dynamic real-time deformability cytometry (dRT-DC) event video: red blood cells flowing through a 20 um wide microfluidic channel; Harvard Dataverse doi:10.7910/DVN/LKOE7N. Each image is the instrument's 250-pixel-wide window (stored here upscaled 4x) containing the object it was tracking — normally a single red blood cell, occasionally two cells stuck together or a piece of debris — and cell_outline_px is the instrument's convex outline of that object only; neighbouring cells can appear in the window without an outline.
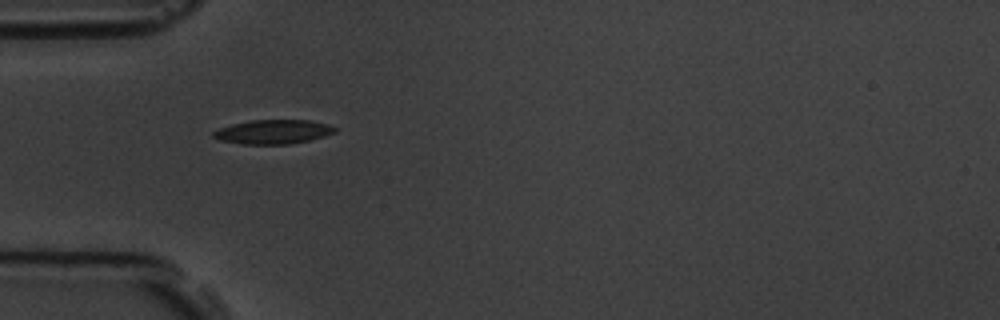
{"species": "common noctule bat (a hibernating species)", "species_latin": "Nyctalus noctula", "temperature_condition": "room temperature", "stored_images_in_passage": 11, "camera_frame_rate_fps": 3000, "um_per_image_px": 0.085, "animal": {"sex": "male", "body_mass_g": 19.5, "forearm_length_mm": 54.6}, "frame": {"image": 1, "passage_image": 1, "time_ms": 0.0, "image_size_px": [1000, 320], "cell_outline_px": [[336, 132], [324, 136], [292, 144], [240, 144], [220, 140], [212, 136], [212, 132], [220, 128], [232, 124], [252, 120], [308, 120], [324, 124], [336, 128]], "centroid_in_image_um": [23.18, 11.21], "position_along_channel_um": 61.8, "area_um2": 16.94}}
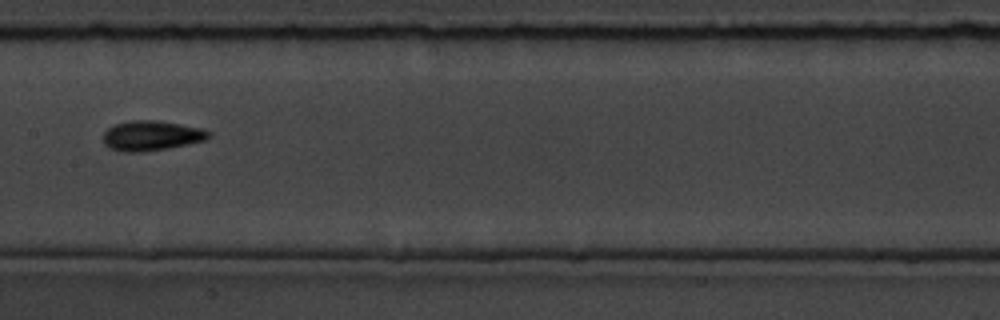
{"frame": {"image": 2, "passage_image": 4, "time_ms": 3.667, "image_size_px": [1000, 320], "cell_outline_px": [[212, 136], [208, 140], [168, 148], [140, 152], [124, 152], [108, 148], [104, 144], [104, 132], [108, 128], [116, 124], [132, 120], [156, 120], [180, 124], [200, 128], [212, 132]], "centroid_in_image_um": [12.9, 11.54], "position_along_channel_um": 194.5, "area_um2": 18.5}}
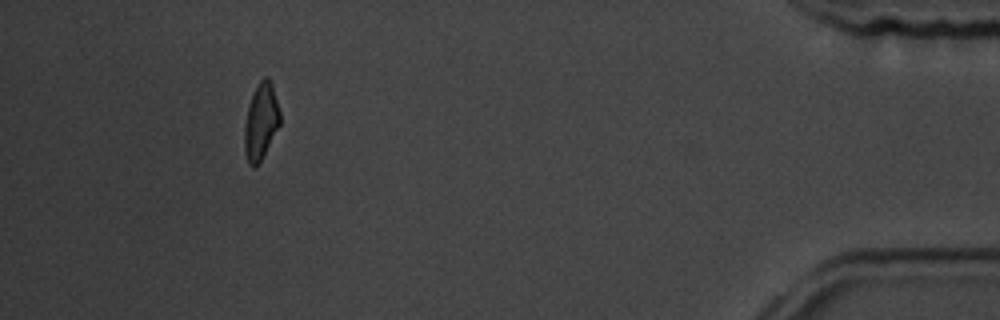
{"frame": {"image": 3, "passage_image": 10, "time_ms": 11.333, "image_size_px": [1000, 320], "cell_outline_px": [[280, 124], [260, 160], [252, 168], [248, 164], [244, 152], [244, 124], [252, 92], [260, 80], [264, 76], [268, 76], [272, 84], [280, 112]], "centroid_in_image_um": [22.16, 10.3], "position_along_channel_um": 413.0, "area_um2": 15.72}, "authors_computed_cell_mechanics": {"area_um2": 16.8198, "velocity_mm_per_s": 3.6737, "shape_relaxation_time_tau1_ms": 3.0728, "shape_relaxation_time_tau2_ms": 3.1413, "deformation_change_tau1": 0.1194, "deformation_change_tau2": 0.0721}}